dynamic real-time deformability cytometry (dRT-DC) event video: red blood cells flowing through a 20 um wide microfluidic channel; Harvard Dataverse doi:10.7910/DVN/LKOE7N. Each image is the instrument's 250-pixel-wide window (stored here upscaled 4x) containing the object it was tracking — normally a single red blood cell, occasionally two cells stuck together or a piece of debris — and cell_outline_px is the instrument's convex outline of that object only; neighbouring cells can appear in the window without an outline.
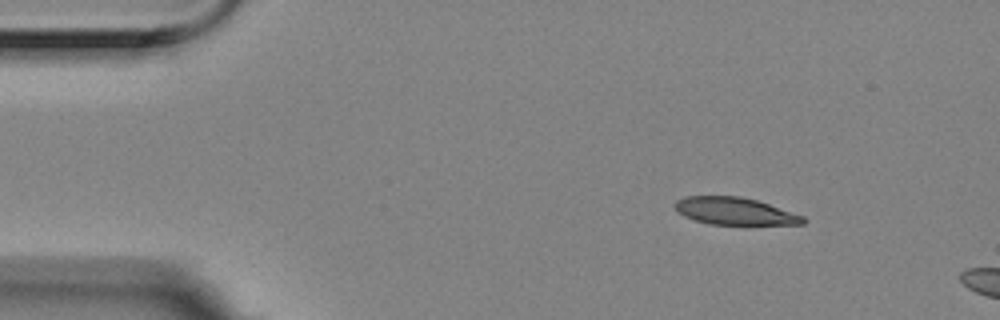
{"species": "Egyptian fruit bat (a non-hibernating species)", "species_latin": "Rousettus aegyptiacus", "temperature_condition": "room temperature", "stored_images_in_passage": 4, "camera_frame_rate_fps": 3000, "um_per_image_px": 0.085, "animal": {"sex": "female"}, "frame": {"image": 1, "passage_image": 1, "time_ms": 0.0, "image_size_px": [1000, 320], "cell_outline_px": [[808, 220], [804, 224], [748, 228], [708, 224], [684, 216], [672, 204], [676, 200], [684, 196], [740, 196], [756, 200], [804, 216]], "centroid_in_image_um": [62.54, 18.02], "position_along_channel_um": 22.5, "area_um2": 21.62}}